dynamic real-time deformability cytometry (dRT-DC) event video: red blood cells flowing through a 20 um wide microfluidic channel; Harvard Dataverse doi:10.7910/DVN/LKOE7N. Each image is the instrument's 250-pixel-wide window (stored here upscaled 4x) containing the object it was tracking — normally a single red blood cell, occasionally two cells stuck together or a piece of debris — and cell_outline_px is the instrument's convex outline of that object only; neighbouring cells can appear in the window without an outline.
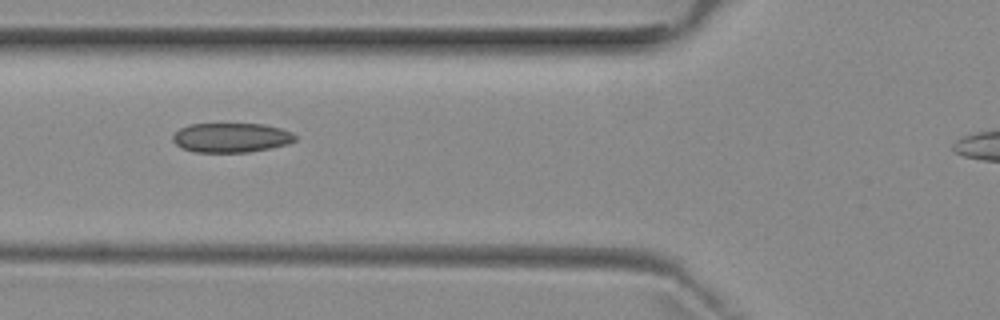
{"species": "common noctule bat (a hibernating species)", "species_latin": "Nyctalus noctula", "temperature_condition": "room temperature", "stored_images_in_passage": 4, "camera_frame_rate_fps": 3000, "um_per_image_px": 0.085, "animal": {"sex": "female", "body_mass_g": 29.2, "forearm_length_mm": 56.3}, "frame": {"image": 1, "passage_image": 3, "time_ms": 2.333, "image_size_px": [1000, 320], "cell_outline_px": [[296, 140], [288, 144], [248, 152], [192, 152], [180, 148], [172, 140], [172, 136], [180, 128], [188, 124], [264, 124], [280, 128], [292, 132], [296, 136]], "centroid_in_image_um": [19.62, 11.7], "position_along_channel_um": 106.2, "area_um2": 21.1}}